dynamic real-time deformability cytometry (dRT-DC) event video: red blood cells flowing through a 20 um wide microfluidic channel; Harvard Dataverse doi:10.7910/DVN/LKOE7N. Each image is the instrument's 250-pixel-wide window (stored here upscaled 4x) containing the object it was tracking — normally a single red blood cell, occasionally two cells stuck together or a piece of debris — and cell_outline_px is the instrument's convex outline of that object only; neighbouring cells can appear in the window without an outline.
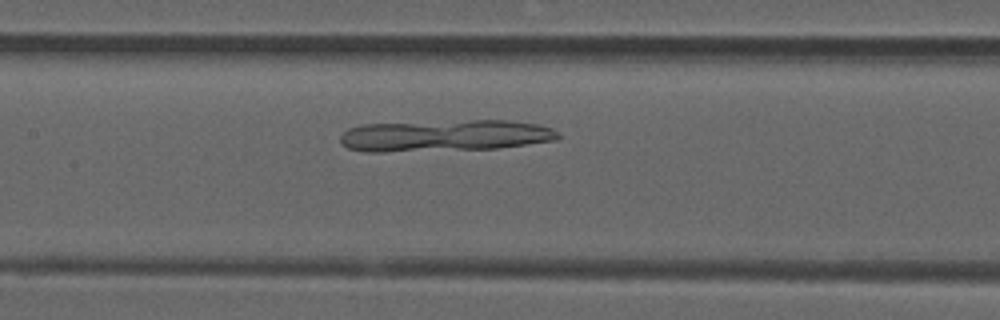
{"species": "common noctule bat (a hibernating species)", "species_latin": "Nyctalus noctula", "temperature_condition": "room temperature", "stored_images_in_passage": 50, "camera_frame_rate_fps": 3000, "um_per_image_px": 0.085, "animal": {"sex": "male", "forearm_length_mm": 52.5}, "frame": {"image": 1, "passage_image": 22, "time_ms": 7.0, "image_size_px": [1000, 320], "cell_outline_px": [[560, 136], [556, 140], [496, 148], [380, 152], [364, 152], [348, 148], [340, 144], [340, 136], [348, 128], [364, 124], [472, 120], [512, 120], [536, 124], [552, 128], [560, 132]], "centroid_in_image_um": [37.8, 11.52], "position_along_channel_um": 169.6, "area_um2": 40.17}}
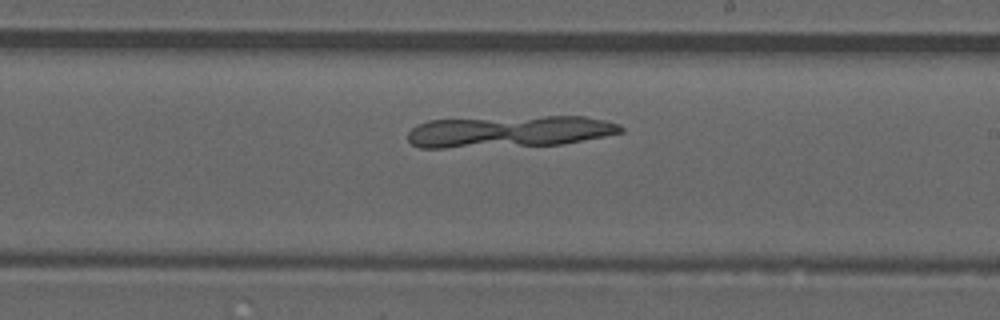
{"frame": {"image": 2, "passage_image": 28, "time_ms": 9.0, "image_size_px": [1000, 320], "cell_outline_px": [[624, 132], [564, 144], [444, 148], [420, 148], [412, 144], [408, 140], [408, 132], [416, 124], [428, 120], [544, 116], [584, 116], [604, 120], [620, 124], [624, 128]], "centroid_in_image_um": [43.29, 11.18], "position_along_channel_um": 245.7, "area_um2": 39.42}}
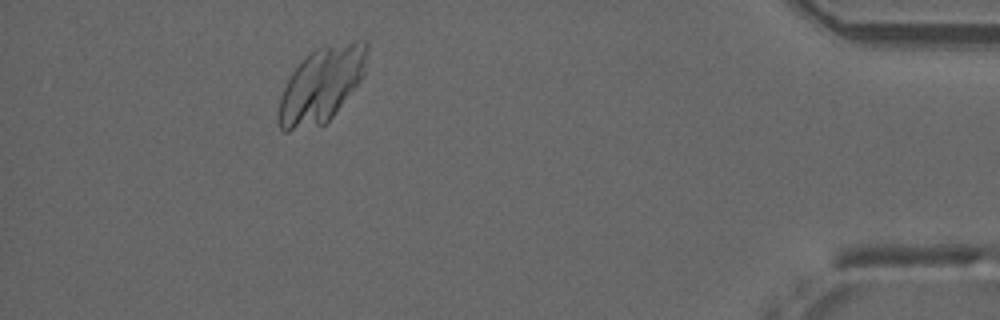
{"frame": {"image": 3, "passage_image": 45, "time_ms": 14.667, "image_size_px": [1000, 320], "cell_outline_px": [[368, 48], [364, 76], [332, 116], [324, 124], [288, 132], [284, 132], [280, 128], [276, 120], [276, 116], [280, 96], [292, 72], [300, 60], [308, 52], [316, 48], [328, 44], [352, 40], [368, 40]], "centroid_in_image_um": [27.3, 7.17], "position_along_channel_um": 407.9, "area_um2": 39.19}}